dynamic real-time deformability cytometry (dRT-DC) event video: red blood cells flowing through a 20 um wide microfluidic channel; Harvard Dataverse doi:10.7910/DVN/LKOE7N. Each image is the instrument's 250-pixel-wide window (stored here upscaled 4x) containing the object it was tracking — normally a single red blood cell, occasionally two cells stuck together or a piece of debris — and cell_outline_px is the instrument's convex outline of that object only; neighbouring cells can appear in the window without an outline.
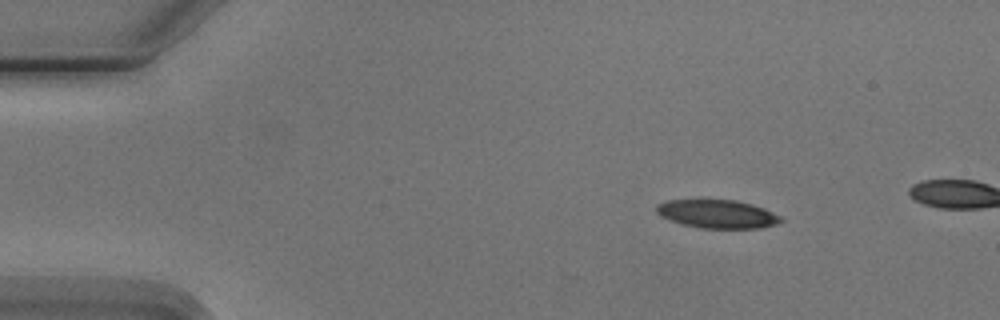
{"species": "Egyptian fruit bat (a non-hibernating species)", "species_latin": "Rousettus aegyptiacus", "temperature_condition": "cold", "stored_images_in_passage": 4, "camera_frame_rate_fps": 3000, "um_per_image_px": 0.085, "animal": {"sex": "male"}, "frame": {"image": 1, "passage_image": 1, "time_ms": 0.0, "image_size_px": [1000, 320], "cell_outline_px": [[784, 220], [776, 224], [760, 228], [700, 228], [680, 224], [660, 216], [656, 212], [656, 204], [668, 200], [736, 200], [752, 204], [764, 208], [780, 216]], "centroid_in_image_um": [60.95, 18.19], "position_along_channel_um": 24.0, "area_um2": 20.63}}